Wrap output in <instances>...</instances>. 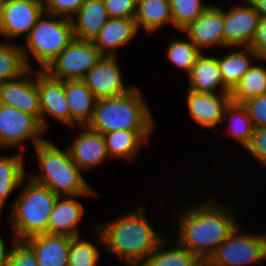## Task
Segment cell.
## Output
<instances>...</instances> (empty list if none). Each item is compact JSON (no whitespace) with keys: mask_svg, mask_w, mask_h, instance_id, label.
<instances>
[{"mask_svg":"<svg viewBox=\"0 0 266 266\" xmlns=\"http://www.w3.org/2000/svg\"><path fill=\"white\" fill-rule=\"evenodd\" d=\"M219 204L210 197L177 215L179 233L176 241L201 262H207L239 226L232 209Z\"/></svg>","mask_w":266,"mask_h":266,"instance_id":"obj_1","label":"cell"},{"mask_svg":"<svg viewBox=\"0 0 266 266\" xmlns=\"http://www.w3.org/2000/svg\"><path fill=\"white\" fill-rule=\"evenodd\" d=\"M140 207L115 221L95 225L97 243L121 259L123 264L140 265L164 238L149 224Z\"/></svg>","mask_w":266,"mask_h":266,"instance_id":"obj_2","label":"cell"},{"mask_svg":"<svg viewBox=\"0 0 266 266\" xmlns=\"http://www.w3.org/2000/svg\"><path fill=\"white\" fill-rule=\"evenodd\" d=\"M40 173L30 175L34 182L51 189L58 196L95 195V191L84 179L83 172L72 160L67 149L45 139L35 146Z\"/></svg>","mask_w":266,"mask_h":266,"instance_id":"obj_3","label":"cell"},{"mask_svg":"<svg viewBox=\"0 0 266 266\" xmlns=\"http://www.w3.org/2000/svg\"><path fill=\"white\" fill-rule=\"evenodd\" d=\"M21 192L10 206L9 223L16 240L48 234V219L58 198L51 189L27 178ZM24 184L25 187H22Z\"/></svg>","mask_w":266,"mask_h":266,"instance_id":"obj_4","label":"cell"},{"mask_svg":"<svg viewBox=\"0 0 266 266\" xmlns=\"http://www.w3.org/2000/svg\"><path fill=\"white\" fill-rule=\"evenodd\" d=\"M152 116L142 93L134 87L123 96L98 99L87 126L101 134L117 130H153Z\"/></svg>","mask_w":266,"mask_h":266,"instance_id":"obj_5","label":"cell"},{"mask_svg":"<svg viewBox=\"0 0 266 266\" xmlns=\"http://www.w3.org/2000/svg\"><path fill=\"white\" fill-rule=\"evenodd\" d=\"M73 39L70 18L44 12L21 45L28 67L32 68L28 57L32 56L40 65L38 69L45 70Z\"/></svg>","mask_w":266,"mask_h":266,"instance_id":"obj_6","label":"cell"},{"mask_svg":"<svg viewBox=\"0 0 266 266\" xmlns=\"http://www.w3.org/2000/svg\"><path fill=\"white\" fill-rule=\"evenodd\" d=\"M266 260V233H245L240 225L207 261L211 266H253ZM252 264V265H250Z\"/></svg>","mask_w":266,"mask_h":266,"instance_id":"obj_7","label":"cell"},{"mask_svg":"<svg viewBox=\"0 0 266 266\" xmlns=\"http://www.w3.org/2000/svg\"><path fill=\"white\" fill-rule=\"evenodd\" d=\"M101 57L93 41L74 38L44 71L62 81L83 80Z\"/></svg>","mask_w":266,"mask_h":266,"instance_id":"obj_8","label":"cell"},{"mask_svg":"<svg viewBox=\"0 0 266 266\" xmlns=\"http://www.w3.org/2000/svg\"><path fill=\"white\" fill-rule=\"evenodd\" d=\"M45 131L40 122L32 115L24 113L15 107L0 104V148L18 147L26 140L32 145L42 143Z\"/></svg>","mask_w":266,"mask_h":266,"instance_id":"obj_9","label":"cell"},{"mask_svg":"<svg viewBox=\"0 0 266 266\" xmlns=\"http://www.w3.org/2000/svg\"><path fill=\"white\" fill-rule=\"evenodd\" d=\"M44 13L42 0H4L0 12V35L13 39L30 34Z\"/></svg>","mask_w":266,"mask_h":266,"instance_id":"obj_10","label":"cell"},{"mask_svg":"<svg viewBox=\"0 0 266 266\" xmlns=\"http://www.w3.org/2000/svg\"><path fill=\"white\" fill-rule=\"evenodd\" d=\"M224 10V48L247 47L255 39L260 15L249 0Z\"/></svg>","mask_w":266,"mask_h":266,"instance_id":"obj_11","label":"cell"},{"mask_svg":"<svg viewBox=\"0 0 266 266\" xmlns=\"http://www.w3.org/2000/svg\"><path fill=\"white\" fill-rule=\"evenodd\" d=\"M117 57L102 56L83 79L97 100L123 96L134 88L123 83Z\"/></svg>","mask_w":266,"mask_h":266,"instance_id":"obj_12","label":"cell"},{"mask_svg":"<svg viewBox=\"0 0 266 266\" xmlns=\"http://www.w3.org/2000/svg\"><path fill=\"white\" fill-rule=\"evenodd\" d=\"M37 86L40 99V124L49 129L45 116H51L70 126V110L65 95V81L51 77L46 71L37 69Z\"/></svg>","mask_w":266,"mask_h":266,"instance_id":"obj_13","label":"cell"},{"mask_svg":"<svg viewBox=\"0 0 266 266\" xmlns=\"http://www.w3.org/2000/svg\"><path fill=\"white\" fill-rule=\"evenodd\" d=\"M30 75L35 76V79ZM0 104L15 107L34 116L40 122L37 69L34 71V68H30L19 78L0 83Z\"/></svg>","mask_w":266,"mask_h":266,"instance_id":"obj_14","label":"cell"},{"mask_svg":"<svg viewBox=\"0 0 266 266\" xmlns=\"http://www.w3.org/2000/svg\"><path fill=\"white\" fill-rule=\"evenodd\" d=\"M224 10L209 5L206 10L182 30L201 51L203 47H224Z\"/></svg>","mask_w":266,"mask_h":266,"instance_id":"obj_15","label":"cell"},{"mask_svg":"<svg viewBox=\"0 0 266 266\" xmlns=\"http://www.w3.org/2000/svg\"><path fill=\"white\" fill-rule=\"evenodd\" d=\"M79 131L71 145H68V150L73 162L84 172L96 168L110 157L103 134L91 130L88 126H80Z\"/></svg>","mask_w":266,"mask_h":266,"instance_id":"obj_16","label":"cell"},{"mask_svg":"<svg viewBox=\"0 0 266 266\" xmlns=\"http://www.w3.org/2000/svg\"><path fill=\"white\" fill-rule=\"evenodd\" d=\"M187 108L192 119L204 128L214 129L222 123L230 94L187 91Z\"/></svg>","mask_w":266,"mask_h":266,"instance_id":"obj_17","label":"cell"},{"mask_svg":"<svg viewBox=\"0 0 266 266\" xmlns=\"http://www.w3.org/2000/svg\"><path fill=\"white\" fill-rule=\"evenodd\" d=\"M81 196H58L48 219V234L79 236V222L84 214L83 205L77 201Z\"/></svg>","mask_w":266,"mask_h":266,"instance_id":"obj_18","label":"cell"},{"mask_svg":"<svg viewBox=\"0 0 266 266\" xmlns=\"http://www.w3.org/2000/svg\"><path fill=\"white\" fill-rule=\"evenodd\" d=\"M138 31L135 18H109L93 42L102 56H116V50L134 39Z\"/></svg>","mask_w":266,"mask_h":266,"instance_id":"obj_19","label":"cell"},{"mask_svg":"<svg viewBox=\"0 0 266 266\" xmlns=\"http://www.w3.org/2000/svg\"><path fill=\"white\" fill-rule=\"evenodd\" d=\"M72 238L45 233L31 237L25 242L34 250L39 266H68Z\"/></svg>","mask_w":266,"mask_h":266,"instance_id":"obj_20","label":"cell"},{"mask_svg":"<svg viewBox=\"0 0 266 266\" xmlns=\"http://www.w3.org/2000/svg\"><path fill=\"white\" fill-rule=\"evenodd\" d=\"M108 19L103 0H85L78 12L71 18L74 38L94 41Z\"/></svg>","mask_w":266,"mask_h":266,"instance_id":"obj_21","label":"cell"},{"mask_svg":"<svg viewBox=\"0 0 266 266\" xmlns=\"http://www.w3.org/2000/svg\"><path fill=\"white\" fill-rule=\"evenodd\" d=\"M65 95L70 110V126H87L93 118L97 101L92 91L83 80H67Z\"/></svg>","mask_w":266,"mask_h":266,"instance_id":"obj_22","label":"cell"},{"mask_svg":"<svg viewBox=\"0 0 266 266\" xmlns=\"http://www.w3.org/2000/svg\"><path fill=\"white\" fill-rule=\"evenodd\" d=\"M188 79L190 81L188 90L194 92L217 93L216 89L217 91L219 89L220 94L231 93L223 83L216 56H207L202 53L193 65Z\"/></svg>","mask_w":266,"mask_h":266,"instance_id":"obj_23","label":"cell"},{"mask_svg":"<svg viewBox=\"0 0 266 266\" xmlns=\"http://www.w3.org/2000/svg\"><path fill=\"white\" fill-rule=\"evenodd\" d=\"M153 130H117L103 134L109 157L132 160ZM149 138V139H148Z\"/></svg>","mask_w":266,"mask_h":266,"instance_id":"obj_24","label":"cell"},{"mask_svg":"<svg viewBox=\"0 0 266 266\" xmlns=\"http://www.w3.org/2000/svg\"><path fill=\"white\" fill-rule=\"evenodd\" d=\"M240 48V51L235 49V51H230L223 57H217L223 83L230 91L235 88L243 75L251 68L252 60H261L250 46Z\"/></svg>","mask_w":266,"mask_h":266,"instance_id":"obj_25","label":"cell"},{"mask_svg":"<svg viewBox=\"0 0 266 266\" xmlns=\"http://www.w3.org/2000/svg\"><path fill=\"white\" fill-rule=\"evenodd\" d=\"M135 20L138 29L148 33L158 32L164 25L172 24L169 0H137Z\"/></svg>","mask_w":266,"mask_h":266,"instance_id":"obj_26","label":"cell"},{"mask_svg":"<svg viewBox=\"0 0 266 266\" xmlns=\"http://www.w3.org/2000/svg\"><path fill=\"white\" fill-rule=\"evenodd\" d=\"M11 156L0 155V214L5 202L16 188L20 189L22 180L26 177L24 166V148Z\"/></svg>","mask_w":266,"mask_h":266,"instance_id":"obj_27","label":"cell"},{"mask_svg":"<svg viewBox=\"0 0 266 266\" xmlns=\"http://www.w3.org/2000/svg\"><path fill=\"white\" fill-rule=\"evenodd\" d=\"M163 238L156 250L151 253L139 266H198L201 261L177 241L170 249L169 242ZM172 247V248H171Z\"/></svg>","mask_w":266,"mask_h":266,"instance_id":"obj_28","label":"cell"},{"mask_svg":"<svg viewBox=\"0 0 266 266\" xmlns=\"http://www.w3.org/2000/svg\"><path fill=\"white\" fill-rule=\"evenodd\" d=\"M266 94V68L252 65L231 91V101L238 104Z\"/></svg>","mask_w":266,"mask_h":266,"instance_id":"obj_29","label":"cell"},{"mask_svg":"<svg viewBox=\"0 0 266 266\" xmlns=\"http://www.w3.org/2000/svg\"><path fill=\"white\" fill-rule=\"evenodd\" d=\"M227 115V116H226ZM222 120H229L227 134L245 148L251 141L254 126L243 104L230 102L225 108Z\"/></svg>","mask_w":266,"mask_h":266,"instance_id":"obj_30","label":"cell"},{"mask_svg":"<svg viewBox=\"0 0 266 266\" xmlns=\"http://www.w3.org/2000/svg\"><path fill=\"white\" fill-rule=\"evenodd\" d=\"M29 69L21 45L0 42V83L17 79Z\"/></svg>","mask_w":266,"mask_h":266,"instance_id":"obj_31","label":"cell"},{"mask_svg":"<svg viewBox=\"0 0 266 266\" xmlns=\"http://www.w3.org/2000/svg\"><path fill=\"white\" fill-rule=\"evenodd\" d=\"M166 56L176 68L186 71L187 75L197 59L201 56L202 51L189 39V42L180 39L171 40L167 44Z\"/></svg>","mask_w":266,"mask_h":266,"instance_id":"obj_32","label":"cell"},{"mask_svg":"<svg viewBox=\"0 0 266 266\" xmlns=\"http://www.w3.org/2000/svg\"><path fill=\"white\" fill-rule=\"evenodd\" d=\"M172 23L182 31L195 21L209 6L203 0H169Z\"/></svg>","mask_w":266,"mask_h":266,"instance_id":"obj_33","label":"cell"},{"mask_svg":"<svg viewBox=\"0 0 266 266\" xmlns=\"http://www.w3.org/2000/svg\"><path fill=\"white\" fill-rule=\"evenodd\" d=\"M100 250L80 235L73 237L68 256V266H97L100 260Z\"/></svg>","mask_w":266,"mask_h":266,"instance_id":"obj_34","label":"cell"},{"mask_svg":"<svg viewBox=\"0 0 266 266\" xmlns=\"http://www.w3.org/2000/svg\"><path fill=\"white\" fill-rule=\"evenodd\" d=\"M7 266H39L34 250L25 242L13 236Z\"/></svg>","mask_w":266,"mask_h":266,"instance_id":"obj_35","label":"cell"},{"mask_svg":"<svg viewBox=\"0 0 266 266\" xmlns=\"http://www.w3.org/2000/svg\"><path fill=\"white\" fill-rule=\"evenodd\" d=\"M44 12L72 18L85 0H42Z\"/></svg>","mask_w":266,"mask_h":266,"instance_id":"obj_36","label":"cell"},{"mask_svg":"<svg viewBox=\"0 0 266 266\" xmlns=\"http://www.w3.org/2000/svg\"><path fill=\"white\" fill-rule=\"evenodd\" d=\"M109 18H135L137 0H103Z\"/></svg>","mask_w":266,"mask_h":266,"instance_id":"obj_37","label":"cell"},{"mask_svg":"<svg viewBox=\"0 0 266 266\" xmlns=\"http://www.w3.org/2000/svg\"><path fill=\"white\" fill-rule=\"evenodd\" d=\"M254 128L266 127V94L252 98L243 103Z\"/></svg>","mask_w":266,"mask_h":266,"instance_id":"obj_38","label":"cell"},{"mask_svg":"<svg viewBox=\"0 0 266 266\" xmlns=\"http://www.w3.org/2000/svg\"><path fill=\"white\" fill-rule=\"evenodd\" d=\"M246 150L256 161L266 165V127H256Z\"/></svg>","mask_w":266,"mask_h":266,"instance_id":"obj_39","label":"cell"},{"mask_svg":"<svg viewBox=\"0 0 266 266\" xmlns=\"http://www.w3.org/2000/svg\"><path fill=\"white\" fill-rule=\"evenodd\" d=\"M250 47L259 59H266V18H260L255 39Z\"/></svg>","mask_w":266,"mask_h":266,"instance_id":"obj_40","label":"cell"},{"mask_svg":"<svg viewBox=\"0 0 266 266\" xmlns=\"http://www.w3.org/2000/svg\"><path fill=\"white\" fill-rule=\"evenodd\" d=\"M3 237L0 236V266H7L9 255L11 251V246L9 249H6V245L4 243Z\"/></svg>","mask_w":266,"mask_h":266,"instance_id":"obj_41","label":"cell"},{"mask_svg":"<svg viewBox=\"0 0 266 266\" xmlns=\"http://www.w3.org/2000/svg\"><path fill=\"white\" fill-rule=\"evenodd\" d=\"M261 18H266V0H249Z\"/></svg>","mask_w":266,"mask_h":266,"instance_id":"obj_42","label":"cell"},{"mask_svg":"<svg viewBox=\"0 0 266 266\" xmlns=\"http://www.w3.org/2000/svg\"><path fill=\"white\" fill-rule=\"evenodd\" d=\"M198 266H211L208 262H201Z\"/></svg>","mask_w":266,"mask_h":266,"instance_id":"obj_43","label":"cell"},{"mask_svg":"<svg viewBox=\"0 0 266 266\" xmlns=\"http://www.w3.org/2000/svg\"><path fill=\"white\" fill-rule=\"evenodd\" d=\"M4 0H0V12H1V6Z\"/></svg>","mask_w":266,"mask_h":266,"instance_id":"obj_44","label":"cell"},{"mask_svg":"<svg viewBox=\"0 0 266 266\" xmlns=\"http://www.w3.org/2000/svg\"><path fill=\"white\" fill-rule=\"evenodd\" d=\"M125 266H135V265H131V264H124Z\"/></svg>","mask_w":266,"mask_h":266,"instance_id":"obj_45","label":"cell"}]
</instances>
